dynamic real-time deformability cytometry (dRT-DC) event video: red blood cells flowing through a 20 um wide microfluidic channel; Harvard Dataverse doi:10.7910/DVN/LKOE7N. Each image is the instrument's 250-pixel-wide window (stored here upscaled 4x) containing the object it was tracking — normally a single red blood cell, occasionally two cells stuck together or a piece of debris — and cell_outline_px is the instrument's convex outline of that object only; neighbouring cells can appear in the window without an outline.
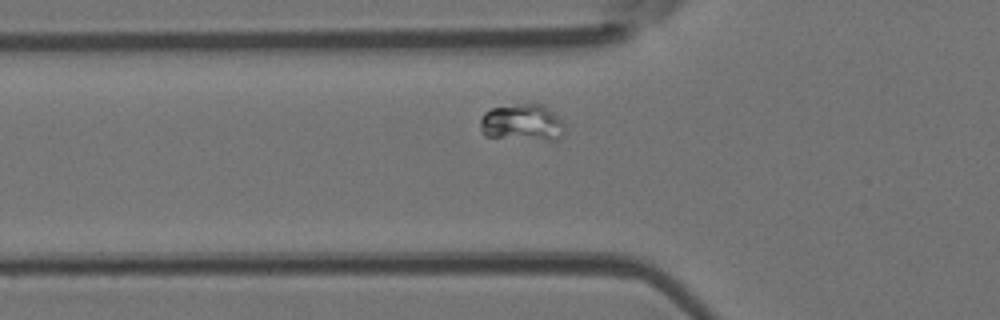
{"species": "Egyptian fruit bat (a non-hibernating species)", "species_latin": "Rousettus aegyptiacus", "temperature_condition": "room temperature", "stored_images_in_passage": 40, "segment_of_instrument_passage": [2, 2], "camera_frame_rate_fps": 3000, "um_per_image_px": 0.085, "animal": {"sex": "female"}, "frame": {"image": 1, "passage_image": 7, "time_ms": 2.0, "image_size_px": [1000, 320], "cell_outline_px": [[564, 132], [560, 140], [544, 140], [484, 136], [480, 128], [480, 120], [484, 112], [492, 108], [524, 104], [544, 104], [564, 124]], "centroid_in_image_um": [44.39, 10.44], "position_along_channel_um": 81.4, "area_um2": 18.03}}
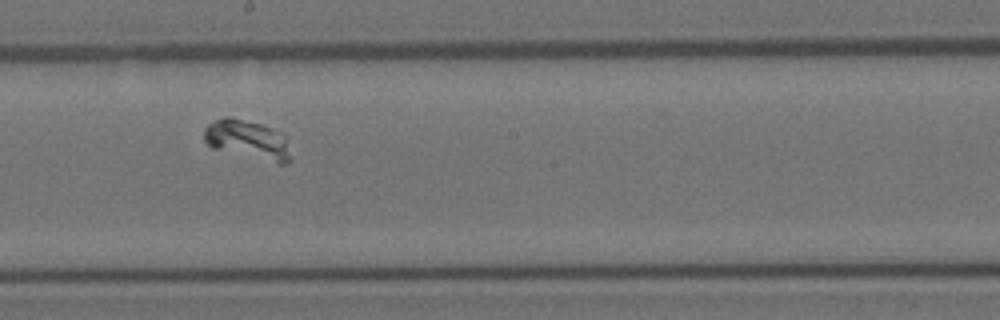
{"frame": {"image": 2, "passage_image": 18, "time_ms": 5.667, "image_size_px": [1000, 320], "cell_outline_px": [[292, 160], [288, 164], [280, 164], [212, 148], [204, 140], [204, 128], [208, 124], [224, 116], [228, 116], [260, 124], [280, 132], [284, 136]], "centroid_in_image_um": [21.04, 11.88], "position_along_channel_um": 227.2, "area_um2": 19.59}}
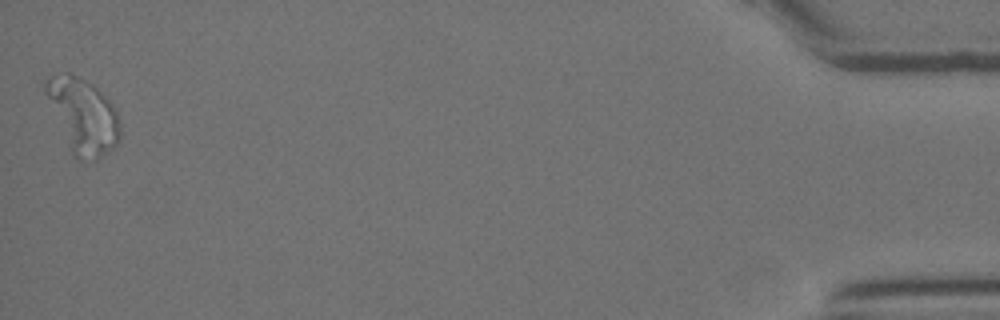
{"frame": {"image": 3, "passage_image": 40, "time_ms": 13.0, "image_size_px": [1000, 320], "cell_outline_px": [[120, 140], [112, 148], [96, 160], [76, 160], [72, 156], [44, 92], [44, 80], [52, 76], [64, 72], [68, 72], [92, 84], [116, 108], [120, 124]], "centroid_in_image_um": [7.04, 9.86], "position_along_channel_um": 428.2, "area_um2": 32.37}}